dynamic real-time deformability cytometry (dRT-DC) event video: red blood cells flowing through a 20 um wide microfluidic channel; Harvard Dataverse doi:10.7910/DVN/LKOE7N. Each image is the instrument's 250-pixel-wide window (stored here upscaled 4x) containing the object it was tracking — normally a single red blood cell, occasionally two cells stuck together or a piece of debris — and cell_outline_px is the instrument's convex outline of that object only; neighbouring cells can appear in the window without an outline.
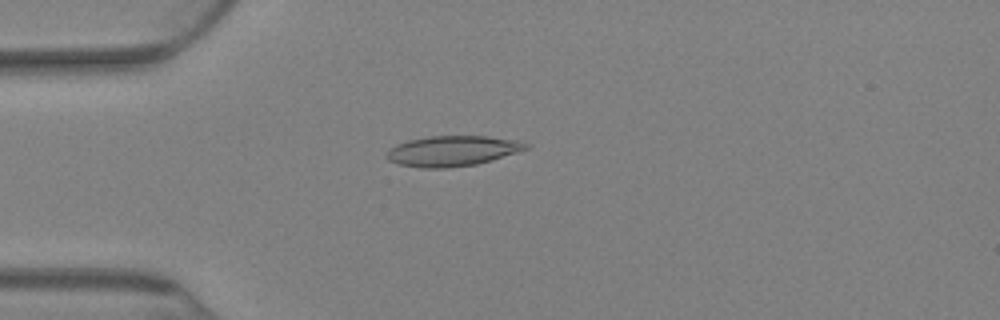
{"species": "Egyptian fruit bat (a non-hibernating species)", "species_latin": "Rousettus aegyptiacus", "temperature_condition": "warm", "stored_images_in_passage": 77, "camera_frame_rate_fps": 3000, "um_per_image_px": 0.085, "animal": {"sex": "female"}, "frame": {"image": 1, "passage_image": 21, "time_ms": 6.667, "image_size_px": [1000, 320], "cell_outline_px": [[532, 144], [528, 148], [492, 160], [476, 164], [448, 168], [420, 168], [400, 164], [388, 160], [384, 156], [388, 148], [396, 144], [408, 140], [428, 136], [488, 136], [520, 140]], "centroid_in_image_um": [38.44, 12.82], "position_along_channel_um": 46.6, "area_um2": 24.91}}
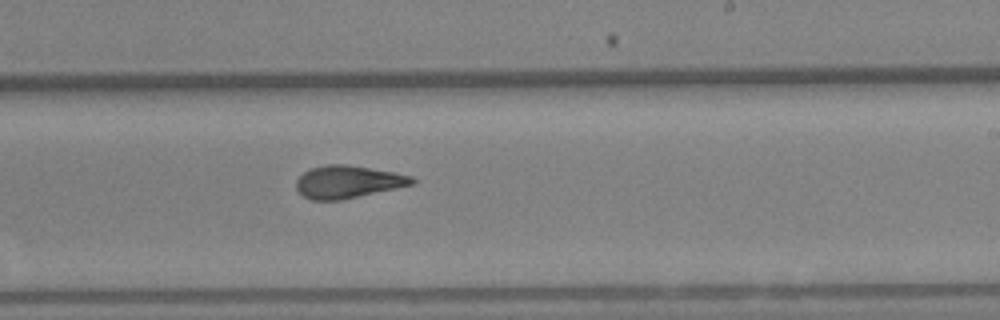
{"frame": {"image": 2, "passage_image": 47, "time_ms": 15.333, "image_size_px": [1000, 320], "cell_outline_px": [[416, 184], [340, 200], [312, 200], [304, 196], [296, 188], [296, 180], [304, 172], [312, 168], [328, 164], [344, 164], [392, 172], [412, 176], [416, 180]], "centroid_in_image_um": [29.58, 15.46], "position_along_channel_um": 259.4, "area_um2": 21.73}}
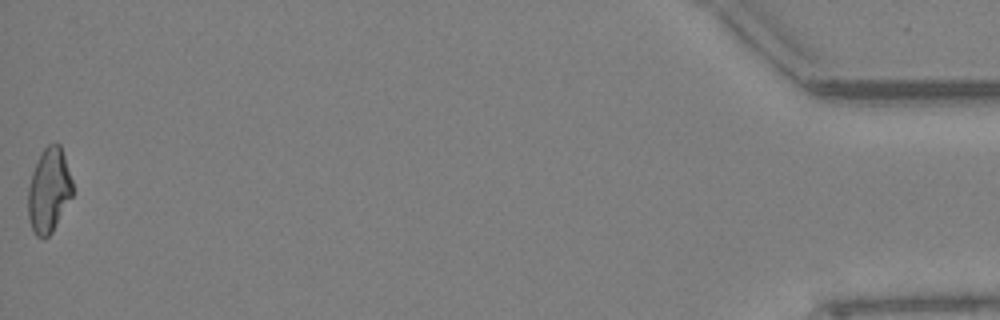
{"frame": {"image": 3, "passage_image": 77, "time_ms": 25.333, "image_size_px": [1000, 320], "cell_outline_px": [[72, 196], [52, 232], [44, 240], [36, 236], [32, 228], [28, 216], [28, 188], [32, 172], [44, 148], [48, 144], [60, 144], [72, 180]], "centroid_in_image_um": [4.15, 16.22], "position_along_channel_um": 431.1, "area_um2": 21.62}, "authors_computed_cell_mechanics": {"area_um2": 22.3686, "velocity_mm_per_s": 2.678, "shape_relaxation_time_tau1_ms": null, "shape_relaxation_time_tau2_ms": 3.4735, "deformation_change_tau1": null, "deformation_change_tau2": 0.1132}}